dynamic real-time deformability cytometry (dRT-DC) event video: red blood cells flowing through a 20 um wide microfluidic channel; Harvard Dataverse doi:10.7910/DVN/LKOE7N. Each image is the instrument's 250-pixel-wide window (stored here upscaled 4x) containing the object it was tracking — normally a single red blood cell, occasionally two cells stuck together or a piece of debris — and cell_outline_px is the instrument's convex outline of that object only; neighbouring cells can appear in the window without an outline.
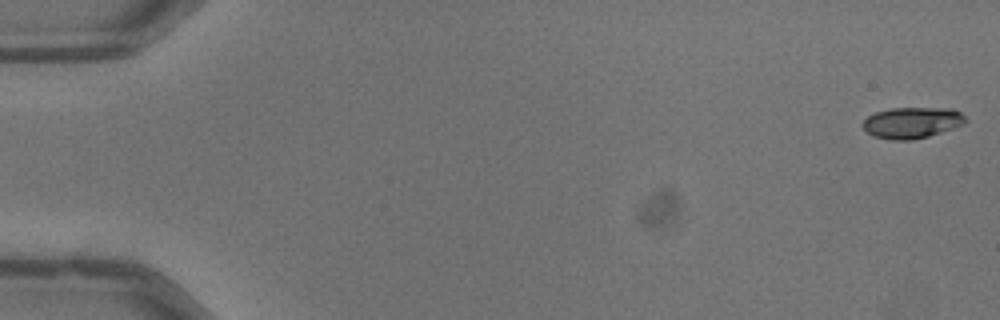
{"species": "common noctule bat (a hibernating species)", "species_latin": "Nyctalus noctula", "temperature_condition": "warm", "stored_images_in_passage": 52, "camera_frame_rate_fps": 3000, "um_per_image_px": 0.085, "animal": {"sex": "male", "body_mass_g": 13.3}, "frame": {"image": 1, "passage_image": 1, "time_ms": 0.0, "image_size_px": [1000, 320], "cell_outline_px": [[968, 120], [964, 124], [928, 136], [912, 140], [892, 140], [872, 136], [860, 124], [868, 116], [876, 112], [888, 108], [952, 108], [960, 112]], "centroid_in_image_um": [77.5, 10.42], "position_along_channel_um": 7.5, "area_um2": 18.67}}
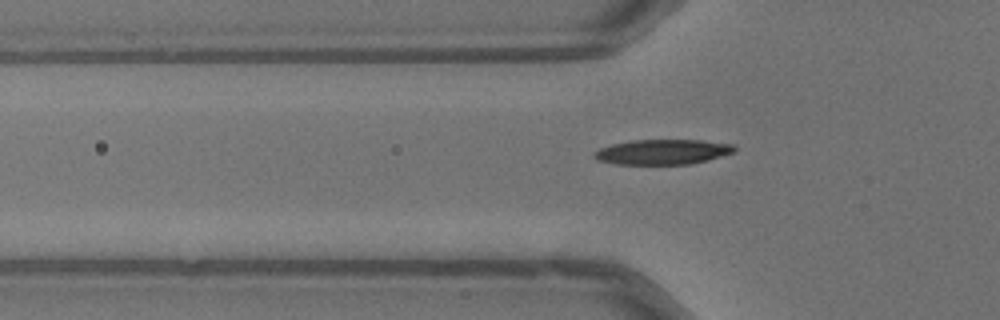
{"frame": {"image": 2, "passage_image": 18, "time_ms": 5.667, "image_size_px": [1000, 320], "cell_outline_px": [[736, 148], [732, 152], [708, 160], [692, 164], [616, 164], [596, 160], [592, 156], [592, 152], [600, 148], [612, 144], [632, 140], [700, 140], [736, 144]], "centroid_in_image_um": [56.29, 12.91], "position_along_channel_um": 69.5, "area_um2": 20.58}}
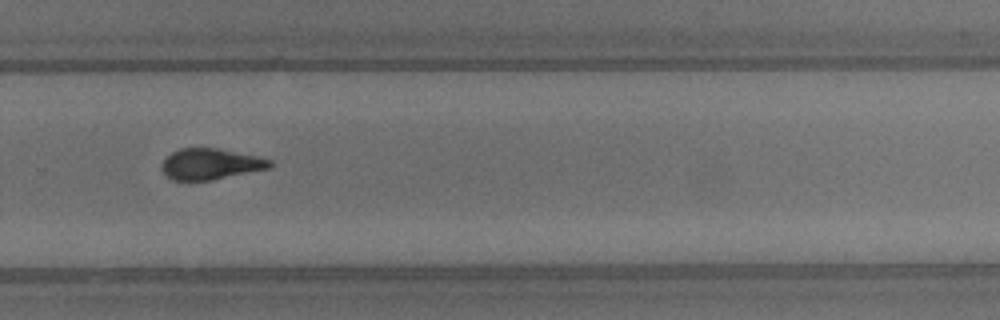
{"frame": {"image": 3, "passage_image": 36, "time_ms": 11.667, "image_size_px": [1000, 320], "cell_outline_px": [[272, 168], [212, 180], [172, 180], [164, 176], [160, 168], [160, 164], [172, 152], [180, 148], [216, 148], [256, 156], [272, 160]], "centroid_in_image_um": [17.87, 13.95], "position_along_channel_um": 311.9, "area_um2": 19.65}, "authors_computed_cell_mechanics": {"area_um2": 19.652, "velocity_mm_per_s": 4.0367, "shape_relaxation_time_tau1_ms": 4.0907, "shape_relaxation_time_tau2_ms": 5.3564, "deformation_change_tau1": 0.179, "deformation_change_tau2": 0.135}}